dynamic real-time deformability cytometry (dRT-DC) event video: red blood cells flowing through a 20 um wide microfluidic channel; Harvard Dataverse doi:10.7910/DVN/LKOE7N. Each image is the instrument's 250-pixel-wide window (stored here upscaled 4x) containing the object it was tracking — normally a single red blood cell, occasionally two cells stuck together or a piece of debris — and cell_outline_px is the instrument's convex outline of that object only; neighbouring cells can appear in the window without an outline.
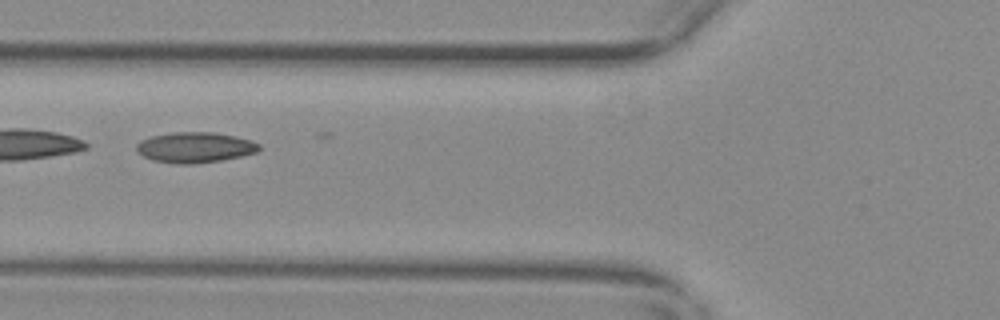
{"species": "common noctule bat (a hibernating species)", "species_latin": "Nyctalus noctula", "temperature_condition": "warm", "stored_images_in_passage": 25, "camera_frame_rate_fps": 3000, "um_per_image_px": 0.085, "animal": {"sex": "female", "body_mass_g": 29.2, "forearm_length_mm": 56.3}, "frame": {"image": 1, "passage_image": 11, "time_ms": 3.333, "image_size_px": [1000, 320], "cell_outline_px": [[260, 148], [256, 152], [240, 156], [220, 160], [196, 164], [176, 164], [152, 160], [144, 156], [136, 148], [136, 144], [140, 140], [152, 136], [172, 132], [216, 132], [252, 140], [260, 144]], "centroid_in_image_um": [16.57, 12.52], "position_along_channel_um": 109.2, "area_um2": 21.79}}
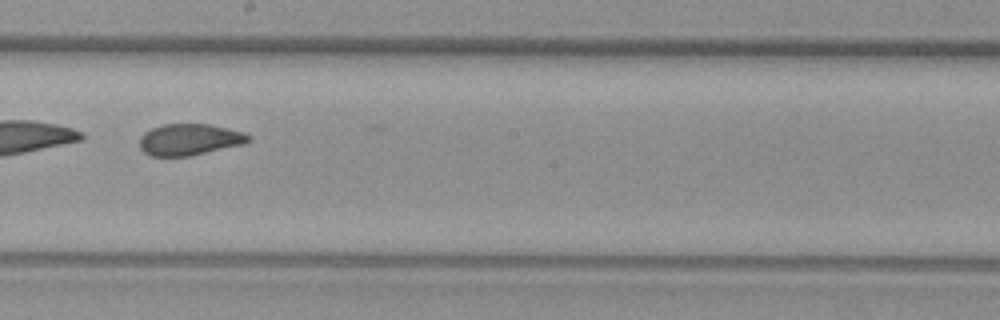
{"frame": {"image": 2, "passage_image": 21, "time_ms": 6.667, "image_size_px": [1000, 320], "cell_outline_px": [[252, 140], [244, 144], [188, 156], [152, 156], [144, 152], [140, 148], [140, 136], [144, 132], [160, 124], [208, 124], [228, 128], [244, 132], [252, 136]], "centroid_in_image_um": [16.12, 11.85], "position_along_channel_um": 232.1, "area_um2": 20.06}}